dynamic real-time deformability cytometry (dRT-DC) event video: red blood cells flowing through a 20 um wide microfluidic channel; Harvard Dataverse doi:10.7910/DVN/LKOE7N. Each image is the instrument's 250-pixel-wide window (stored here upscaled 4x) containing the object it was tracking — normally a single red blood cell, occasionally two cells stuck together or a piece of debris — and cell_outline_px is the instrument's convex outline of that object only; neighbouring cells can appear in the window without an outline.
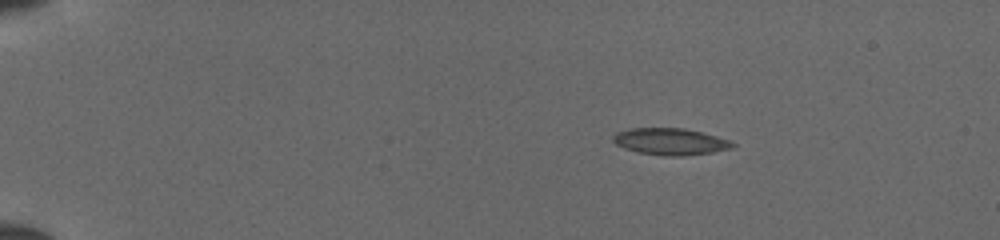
{"species": "common noctule bat (a hibernating species)", "species_latin": "Nyctalus noctula", "temperature_condition": "cold", "stored_images_in_passage": 43, "segment_of_instrument_passage": [1, 2], "camera_frame_rate_fps": 3000, "um_per_image_px": 0.085, "animal": {"sex": "female", "body_mass_g": 19.5, "forearm_length_mm": 54.1}, "frame": {"image": 1, "passage_image": 1, "time_ms": 0.0, "image_size_px": [1000, 240], "cell_outline_px": [[736, 144], [732, 148], [712, 152], [680, 156], [664, 156], [640, 152], [624, 148], [616, 144], [612, 140], [612, 136], [616, 132], [632, 128], [684, 128], [732, 140]], "centroid_in_image_um": [56.98, 12.03], "position_along_channel_um": 28.0, "area_um2": 18.55}}
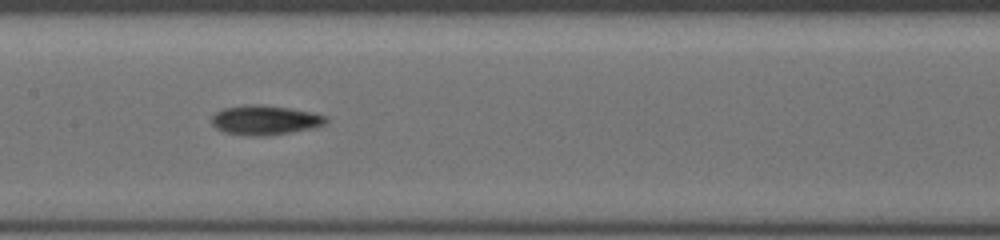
{"frame": {"image": 2, "passage_image": 19, "time_ms": 6.0, "image_size_px": [1000, 240], "cell_outline_px": [[328, 120], [324, 124], [312, 128], [268, 136], [252, 136], [224, 132], [216, 128], [212, 124], [212, 116], [216, 112], [224, 108], [244, 104], [260, 104], [288, 108], [312, 112], [328, 116]], "centroid_in_image_um": [22.52, 10.2], "position_along_channel_um": 184.9, "area_um2": 19.71}}
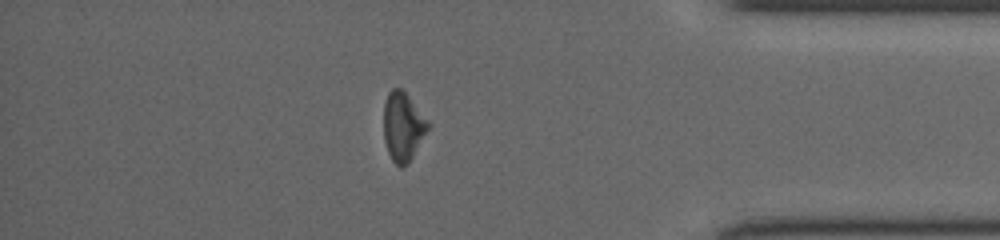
{"frame": {"image": 3, "passage_image": 36, "time_ms": 11.667, "image_size_px": [1000, 240], "cell_outline_px": [[432, 124], [408, 164], [400, 168], [392, 160], [388, 152], [384, 140], [384, 104], [388, 92], [392, 88], [400, 88], [408, 96]], "centroid_in_image_um": [34.26, 10.77], "position_along_channel_um": 400.9, "area_um2": 17.86}}